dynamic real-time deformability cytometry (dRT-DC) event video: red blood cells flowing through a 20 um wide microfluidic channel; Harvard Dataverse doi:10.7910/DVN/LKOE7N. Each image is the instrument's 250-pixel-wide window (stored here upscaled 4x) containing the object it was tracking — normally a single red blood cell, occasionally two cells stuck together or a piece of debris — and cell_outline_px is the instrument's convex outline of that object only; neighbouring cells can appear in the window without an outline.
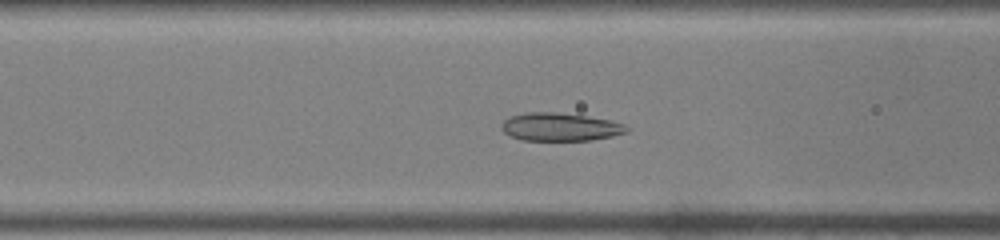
{"species": "common noctule bat (a hibernating species)", "species_latin": "Nyctalus noctula", "temperature_condition": "warm", "stored_images_in_passage": 46, "segment_of_instrument_passage": [1, 2], "camera_frame_rate_fps": 3000, "um_per_image_px": 0.085, "animal": {"sex": "male", "body_mass_g": 19.0, "forearm_length_mm": 50.8}, "frame": {"image": 1, "passage_image": 15, "time_ms": 4.667, "image_size_px": [1000, 240], "cell_outline_px": [[628, 132], [612, 136], [592, 140], [520, 140], [508, 136], [500, 128], [500, 124], [508, 116], [528, 112], [556, 112], [588, 116], [612, 120], [624, 124], [628, 128]], "centroid_in_image_um": [47.57, 10.78], "position_along_channel_um": 119.0, "area_um2": 20.75}}
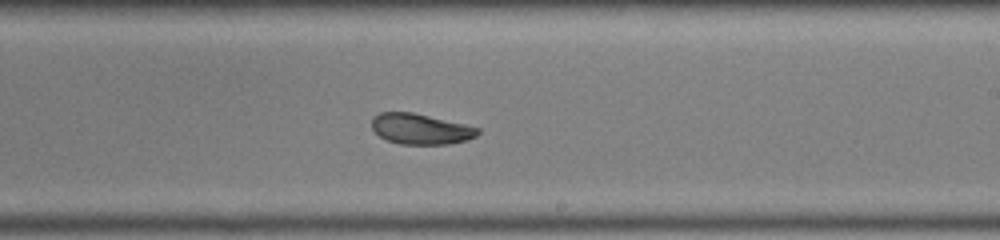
{"frame": {"image": 2, "passage_image": 25, "time_ms": 8.0, "image_size_px": [1000, 240], "cell_outline_px": [[480, 132], [476, 136], [468, 140], [448, 144], [400, 144], [388, 140], [380, 136], [372, 128], [372, 116], [380, 112], [412, 112], [464, 124], [480, 128]], "centroid_in_image_um": [35.75, 10.96], "position_along_channel_um": 253.2, "area_um2": 18.84}}
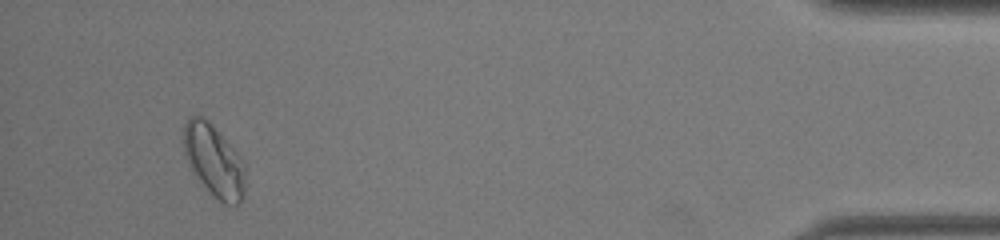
{"frame": {"image": 3, "passage_image": 42, "time_ms": 13.667, "image_size_px": [1000, 240], "cell_outline_px": [[244, 196], [236, 204], [224, 204], [192, 172], [184, 156], [184, 124], [188, 116], [204, 116], [212, 124], [244, 160]], "centroid_in_image_um": [18.17, 13.6], "position_along_channel_um": 417.0, "area_um2": 25.55}}